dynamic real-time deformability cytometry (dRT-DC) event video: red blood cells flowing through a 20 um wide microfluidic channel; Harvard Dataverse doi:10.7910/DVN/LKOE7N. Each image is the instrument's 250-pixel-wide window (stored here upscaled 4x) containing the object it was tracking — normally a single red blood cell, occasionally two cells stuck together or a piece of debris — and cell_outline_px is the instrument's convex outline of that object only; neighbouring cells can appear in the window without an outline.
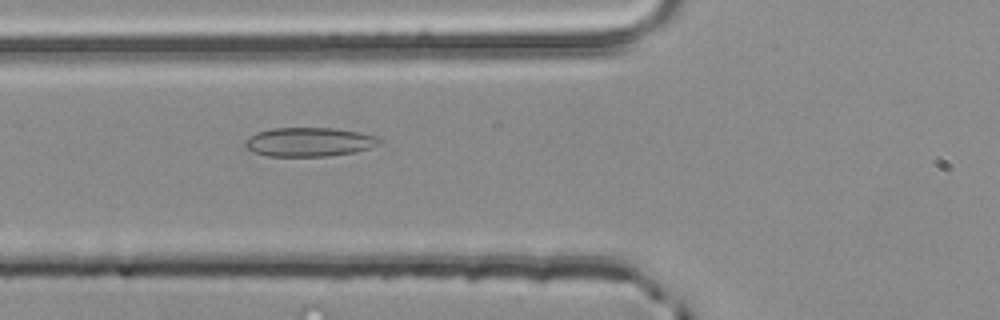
{"species": "common noctule bat (a hibernating species)", "species_latin": "Nyctalus noctula", "temperature_condition": "room temperature", "stored_images_in_passage": 4, "camera_frame_rate_fps": 3000, "um_per_image_px": 0.085, "animal": {"sex": "male", "body_mass_g": 20.4}, "frame": {"image": 1, "passage_image": 4, "time_ms": 1.0, "image_size_px": [1000, 320], "cell_outline_px": [[384, 140], [368, 148], [352, 152], [324, 156], [268, 156], [256, 152], [248, 148], [244, 144], [244, 140], [256, 132], [272, 128], [336, 128], [360, 132], [376, 136]], "centroid_in_image_um": [26.26, 12.05], "position_along_channel_um": 99.5, "area_um2": 22.48}}